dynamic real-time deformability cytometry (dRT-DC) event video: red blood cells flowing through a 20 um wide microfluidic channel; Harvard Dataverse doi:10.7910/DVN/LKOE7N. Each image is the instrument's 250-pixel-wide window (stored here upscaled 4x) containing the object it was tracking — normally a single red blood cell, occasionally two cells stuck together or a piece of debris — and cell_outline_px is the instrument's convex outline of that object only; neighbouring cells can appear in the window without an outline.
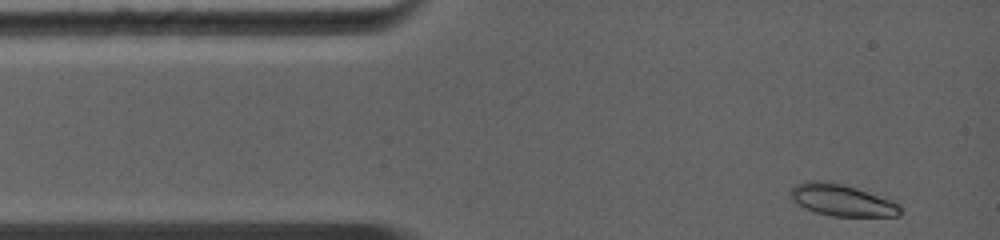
{"species": "common noctule bat (a hibernating species)", "species_latin": "Nyctalus noctula", "temperature_condition": "warm", "stored_images_in_passage": 23, "camera_frame_rate_fps": 5000, "um_per_image_px": 0.085, "animal": {"sex": "female", "body_mass_g": 19.0, "forearm_length_mm": 56.7}, "frame": {"image": 1, "passage_image": 1, "time_ms": 0.0, "image_size_px": [1000, 240], "cell_outline_px": [[900, 216], [832, 216], [816, 212], [804, 208], [796, 204], [788, 196], [788, 192], [796, 184], [804, 180], [820, 180], [844, 184], [892, 200], [900, 204]], "centroid_in_image_um": [71.5, 17.0], "position_along_channel_um": 13.5, "area_um2": 20.52}}
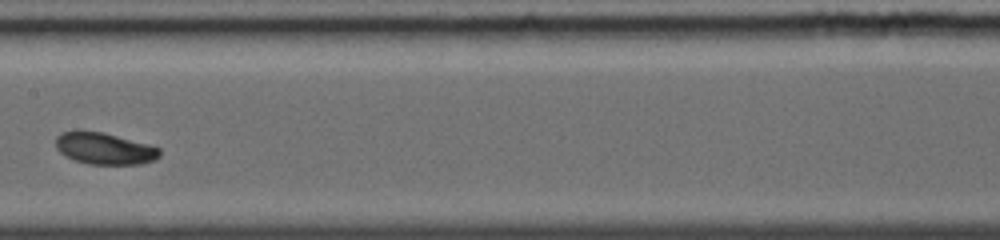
{"frame": {"image": 2, "passage_image": 13, "time_ms": 5.4, "image_size_px": [1000, 240], "cell_outline_px": [[160, 156], [156, 160], [140, 164], [88, 164], [76, 160], [60, 152], [56, 148], [56, 136], [64, 132], [76, 128], [80, 128], [104, 132], [148, 144], [160, 148]], "centroid_in_image_um": [8.87, 12.59], "position_along_channel_um": 198.5, "area_um2": 19.54}}
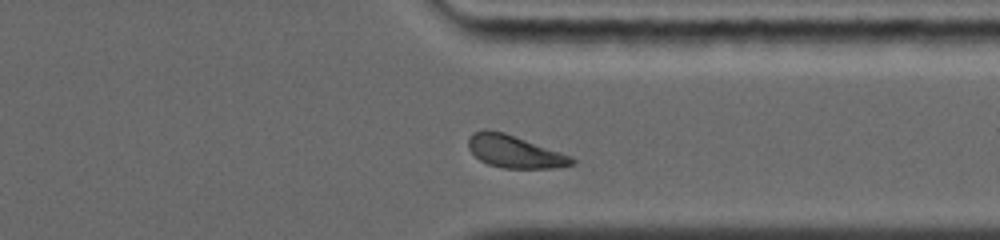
{"frame": {"image": 3, "passage_image": 21, "time_ms": 9.2, "image_size_px": [1000, 240], "cell_outline_px": [[576, 164], [556, 168], [504, 168], [488, 164], [480, 160], [468, 148], [468, 140], [472, 132], [484, 128], [488, 128], [504, 132], [568, 156], [576, 160]], "centroid_in_image_um": [43.67, 12.87], "position_along_channel_um": 367.7, "area_um2": 19.36}, "authors_computed_cell_mechanics": {"area_um2": 19.4786, "velocity_mm_per_s": 4.4395, "shape_relaxation_time_tau1_ms": 1.7806, "shape_relaxation_time_tau2_ms": null, "deformation_change_tau1": 0.1068, "deformation_change_tau2": null}}